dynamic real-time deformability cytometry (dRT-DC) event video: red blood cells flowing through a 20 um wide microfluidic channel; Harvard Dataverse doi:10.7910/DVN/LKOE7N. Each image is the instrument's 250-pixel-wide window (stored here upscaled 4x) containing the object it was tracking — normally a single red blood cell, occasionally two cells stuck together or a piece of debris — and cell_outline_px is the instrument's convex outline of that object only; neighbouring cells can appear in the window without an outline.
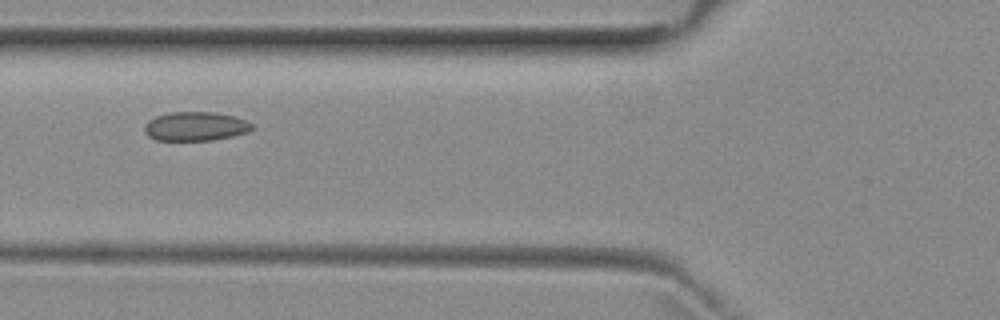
{"species": "common noctule bat (a hibernating species)", "species_latin": "Nyctalus noctula", "temperature_condition": "room temperature", "stored_images_in_passage": 4, "camera_frame_rate_fps": 3000, "um_per_image_px": 0.085, "animal": {"sex": "female", "body_mass_g": 29.2, "forearm_length_mm": 56.3}, "frame": {"image": 1, "passage_image": 2, "time_ms": 1.0, "image_size_px": [1000, 320], "cell_outline_px": [[256, 128], [248, 132], [232, 136], [212, 140], [156, 140], [148, 136], [144, 128], [144, 124], [148, 120], [156, 116], [168, 112], [216, 112], [236, 116], [248, 120]], "centroid_in_image_um": [16.65, 10.72], "position_along_channel_um": 109.1, "area_um2": 18.44}}
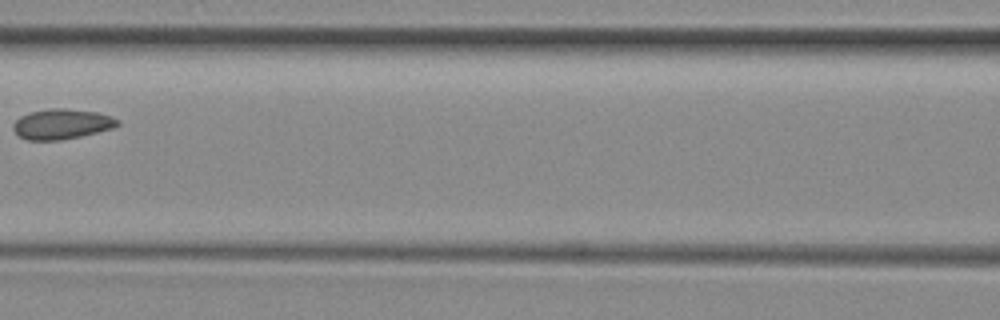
{"frame": {"image": 2, "passage_image": 3, "time_ms": 2.333, "image_size_px": [1000, 320], "cell_outline_px": [[120, 124], [112, 128], [80, 136], [60, 140], [28, 140], [20, 136], [12, 128], [12, 124], [20, 116], [28, 112], [48, 108], [68, 108], [96, 112], [112, 116], [120, 120]], "centroid_in_image_um": [5.24, 10.52], "position_along_channel_um": 161.4, "area_um2": 18.44}}
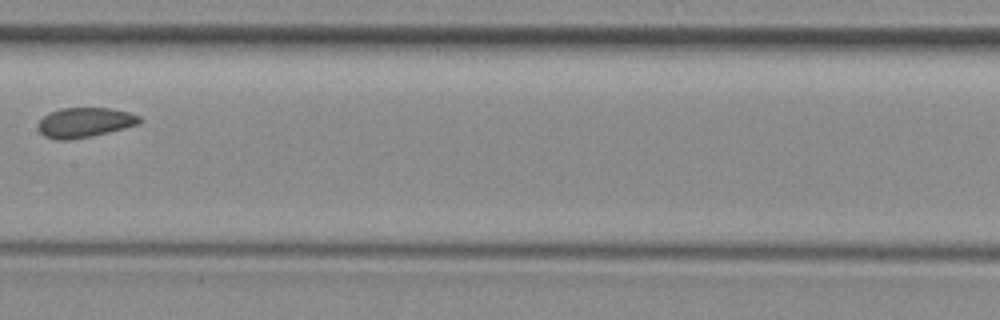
{"frame": {"image": 3, "passage_image": 4, "time_ms": 3.333, "image_size_px": [1000, 320], "cell_outline_px": [[144, 120], [140, 124], [92, 136], [68, 140], [56, 140], [44, 136], [36, 128], [36, 124], [44, 116], [60, 108], [108, 108], [128, 112], [140, 116]], "centroid_in_image_um": [7.2, 10.42], "position_along_channel_um": 200.2, "area_um2": 17.74}}